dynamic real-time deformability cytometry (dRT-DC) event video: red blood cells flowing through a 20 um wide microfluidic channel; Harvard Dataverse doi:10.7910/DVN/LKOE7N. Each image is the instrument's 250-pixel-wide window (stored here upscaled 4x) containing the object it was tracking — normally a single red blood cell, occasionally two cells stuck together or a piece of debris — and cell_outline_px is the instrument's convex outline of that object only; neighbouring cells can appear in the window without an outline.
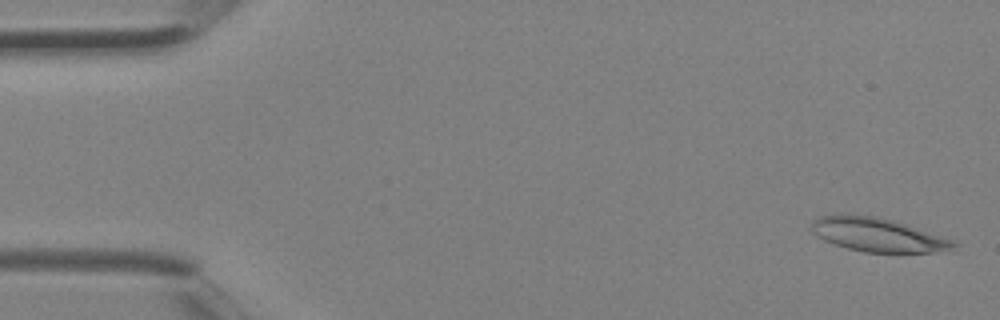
{"species": "Egyptian fruit bat (a non-hibernating species)", "species_latin": "Rousettus aegyptiacus", "temperature_condition": "room temperature", "stored_images_in_passage": 5, "segment_of_instrument_passage": [1, 2], "camera_frame_rate_fps": 3000, "um_per_image_px": 0.085, "animal": {"sex": "female"}, "frame": {"image": 1, "passage_image": 1, "time_ms": 0.0, "image_size_px": [1000, 320], "cell_outline_px": [[960, 244], [948, 248], [932, 252], [864, 252], [848, 248], [824, 240], [812, 232], [812, 220], [820, 216], [836, 212], [848, 212], [876, 216], [892, 220], [956, 240]], "centroid_in_image_um": [74.54, 19.91], "position_along_channel_um": 10.5, "area_um2": 28.15}}